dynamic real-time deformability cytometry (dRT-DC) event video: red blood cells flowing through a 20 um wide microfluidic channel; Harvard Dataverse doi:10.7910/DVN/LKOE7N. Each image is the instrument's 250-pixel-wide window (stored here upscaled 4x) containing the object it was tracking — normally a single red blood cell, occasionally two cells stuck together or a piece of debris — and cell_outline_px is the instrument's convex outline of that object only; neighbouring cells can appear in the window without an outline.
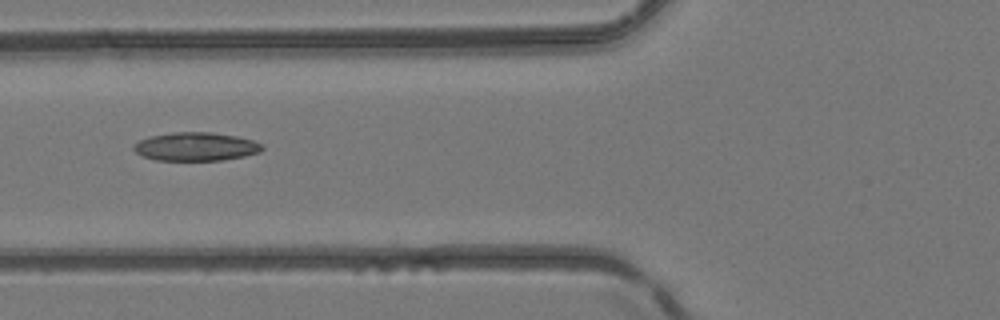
{"species": "common noctule bat (a hibernating species)", "species_latin": "Nyctalus noctula", "temperature_condition": "room temperature", "stored_images_in_passage": 7, "camera_frame_rate_fps": 3000, "um_per_image_px": 0.085, "animal": {"sex": "female", "body_mass_g": 24.6, "forearm_length_mm": 56.2}, "frame": {"image": 1, "passage_image": 6, "time_ms": 6.0, "image_size_px": [1000, 320], "cell_outline_px": [[264, 148], [260, 152], [244, 156], [224, 160], [156, 160], [140, 156], [132, 148], [140, 140], [148, 136], [172, 132], [212, 132], [236, 136], [252, 140], [264, 144]], "centroid_in_image_um": [16.65, 12.46], "position_along_channel_um": 109.1, "area_um2": 21.44}}
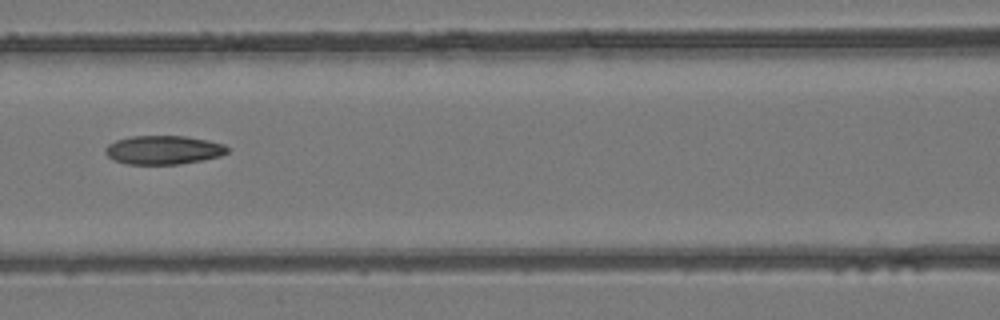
{"frame": {"image": 2, "passage_image": 7, "time_ms": 7.0, "image_size_px": [1000, 320], "cell_outline_px": [[228, 152], [220, 156], [204, 160], [180, 164], [128, 164], [112, 160], [104, 152], [104, 148], [108, 144], [116, 140], [132, 136], [184, 136], [208, 140], [224, 144], [228, 148]], "centroid_in_image_um": [13.88, 12.75], "position_along_channel_um": 152.7, "area_um2": 20.58}}